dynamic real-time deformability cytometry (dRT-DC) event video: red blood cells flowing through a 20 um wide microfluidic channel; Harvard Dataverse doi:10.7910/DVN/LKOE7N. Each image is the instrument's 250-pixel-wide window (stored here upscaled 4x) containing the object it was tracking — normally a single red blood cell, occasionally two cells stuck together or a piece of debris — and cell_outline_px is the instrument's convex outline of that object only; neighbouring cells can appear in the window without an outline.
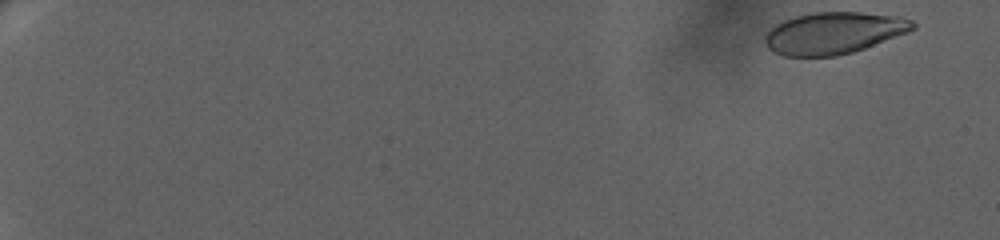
{"species": "human", "species_latin": "Homo sapiens", "temperature_condition": "warm", "stored_images_in_passage": 65, "camera_frame_rate_fps": 3000, "um_per_image_px": 0.085, "donor": {"sex": "female"}, "frame": {"image": 1, "passage_image": 1, "time_ms": 0.0, "image_size_px": [1000, 240], "cell_outline_px": [[916, 28], [908, 32], [864, 48], [852, 52], [836, 56], [784, 56], [772, 52], [764, 44], [764, 36], [772, 24], [792, 16], [812, 12], [860, 12], [900, 16], [912, 20], [916, 24]], "centroid_in_image_um": [70.81, 2.79], "position_along_channel_um": 14.2, "area_um2": 36.47}}
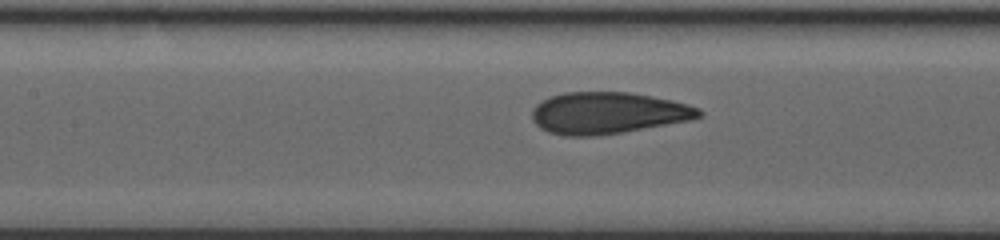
{"frame": {"image": 2, "passage_image": 34, "time_ms": 11.0, "image_size_px": [1000, 240], "cell_outline_px": [[704, 116], [692, 120], [620, 132], [592, 136], [564, 136], [548, 132], [540, 128], [532, 120], [532, 108], [540, 100], [564, 92], [628, 92], [652, 96], [672, 100], [688, 104], [700, 108], [704, 112]], "centroid_in_image_um": [51.67, 9.6], "position_along_channel_um": 155.7, "area_um2": 40.75}}
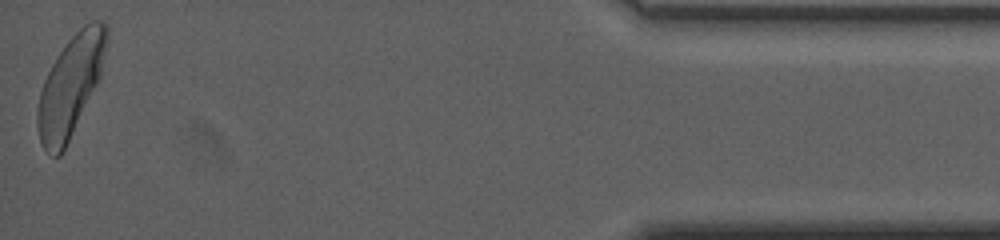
{"frame": {"image": 3, "passage_image": 65, "time_ms": 21.333, "image_size_px": [1000, 240], "cell_outline_px": [[108, 40], [100, 76], [60, 156], [52, 156], [40, 144], [36, 124], [36, 108], [40, 92], [44, 80], [56, 56], [68, 40], [84, 24], [92, 20], [104, 20], [108, 24]], "centroid_in_image_um": [5.98, 7.24], "position_along_channel_um": 429.2, "area_um2": 40.0}, "authors_computed_cell_mechanics": {"area_um2": 39.0728, "velocity_mm_per_s": 3.2624, "shape_relaxation_time_tau1_ms": 3.9115, "shape_relaxation_time_tau2_ms": null, "deformation_change_tau1": 0.1612, "deformation_change_tau2": null}}